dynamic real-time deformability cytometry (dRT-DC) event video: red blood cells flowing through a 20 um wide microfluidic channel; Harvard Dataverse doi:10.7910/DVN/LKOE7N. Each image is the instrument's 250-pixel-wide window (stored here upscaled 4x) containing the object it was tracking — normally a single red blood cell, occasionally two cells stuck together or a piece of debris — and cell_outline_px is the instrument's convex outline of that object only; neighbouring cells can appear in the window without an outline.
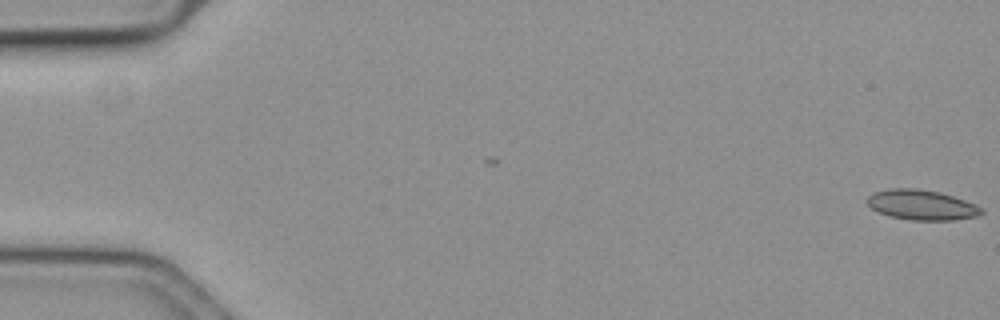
{"species": "common noctule bat (a hibernating species)", "species_latin": "Nyctalus noctula", "temperature_condition": "cold", "stored_images_in_passage": 59, "camera_frame_rate_fps": 3000, "um_per_image_px": 0.085, "animal": {"sex": "female", "body_mass_g": 19.3, "forearm_length_mm": 54.1}, "frame": {"image": 1, "passage_image": 1, "time_ms": 0.0, "image_size_px": [1000, 320], "cell_outline_px": [[984, 212], [980, 216], [952, 220], [912, 220], [888, 216], [876, 212], [864, 200], [872, 192], [892, 188], [916, 188], [940, 192], [976, 204], [984, 208]], "centroid_in_image_um": [78.33, 17.42], "position_along_channel_um": 6.7, "area_um2": 20.35}}
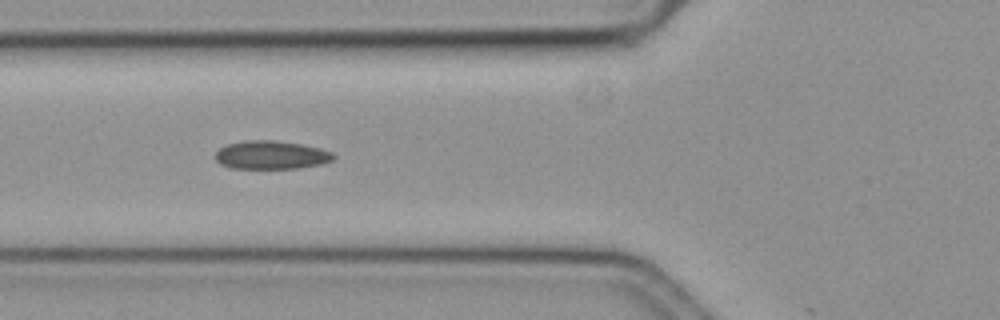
{"frame": {"image": 2, "passage_image": 23, "time_ms": 7.333, "image_size_px": [1000, 320], "cell_outline_px": [[336, 156], [332, 160], [320, 164], [300, 168], [232, 168], [220, 164], [216, 160], [216, 152], [220, 148], [228, 144], [244, 140], [276, 140], [300, 144], [320, 148], [332, 152]], "centroid_in_image_um": [23.05, 13.17], "position_along_channel_um": 102.7, "area_um2": 19.48}}
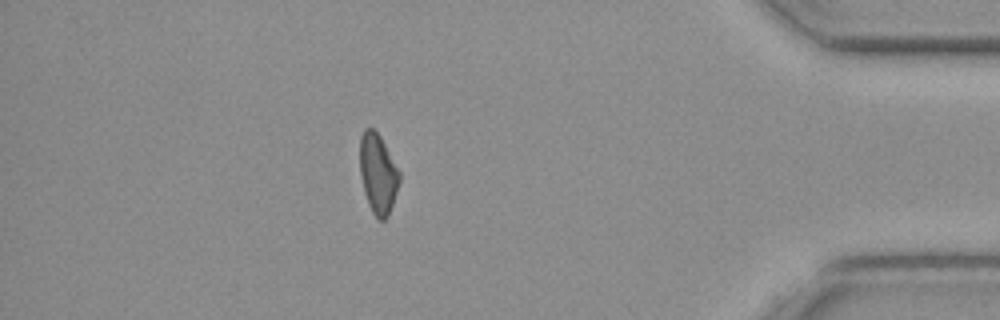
{"frame": {"image": 3, "passage_image": 52, "time_ms": 17.0, "image_size_px": [1000, 320], "cell_outline_px": [[400, 180], [388, 216], [384, 220], [376, 220], [368, 204], [364, 192], [360, 176], [360, 136], [364, 128], [372, 128], [380, 136], [400, 172]], "centroid_in_image_um": [32.11, 14.78], "position_along_channel_um": 403.1, "area_um2": 18.38}}